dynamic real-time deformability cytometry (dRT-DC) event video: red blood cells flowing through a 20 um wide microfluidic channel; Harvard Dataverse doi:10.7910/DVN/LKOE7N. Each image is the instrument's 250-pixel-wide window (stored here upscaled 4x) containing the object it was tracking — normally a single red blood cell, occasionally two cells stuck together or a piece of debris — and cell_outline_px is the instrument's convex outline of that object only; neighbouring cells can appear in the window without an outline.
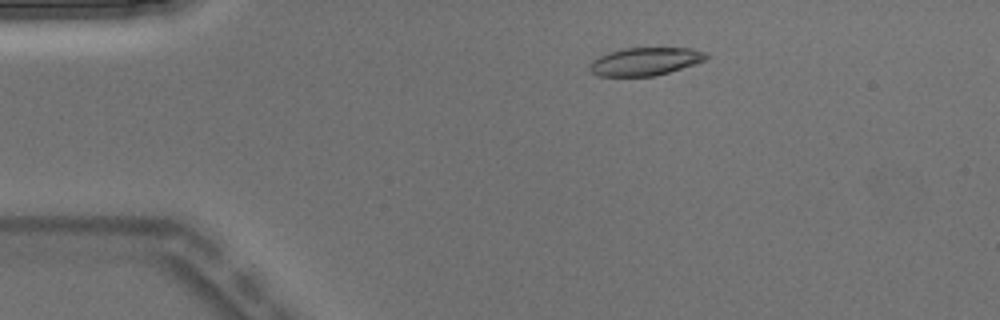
{"species": "Egyptian fruit bat (a non-hibernating species)", "species_latin": "Rousettus aegyptiacus", "temperature_condition": "warm", "stored_images_in_passage": 4, "camera_frame_rate_fps": 3000, "um_per_image_px": 0.085, "animal": {"sex": "male"}, "frame": {"image": 1, "passage_image": 3, "time_ms": 0.667, "image_size_px": [1000, 320], "cell_outline_px": [[708, 56], [704, 60], [668, 72], [652, 76], [600, 76], [592, 72], [588, 68], [588, 64], [592, 60], [608, 52], [624, 48], [692, 48], [708, 52]], "centroid_in_image_um": [54.8, 5.21], "position_along_channel_um": 30.2, "area_um2": 18.84}}